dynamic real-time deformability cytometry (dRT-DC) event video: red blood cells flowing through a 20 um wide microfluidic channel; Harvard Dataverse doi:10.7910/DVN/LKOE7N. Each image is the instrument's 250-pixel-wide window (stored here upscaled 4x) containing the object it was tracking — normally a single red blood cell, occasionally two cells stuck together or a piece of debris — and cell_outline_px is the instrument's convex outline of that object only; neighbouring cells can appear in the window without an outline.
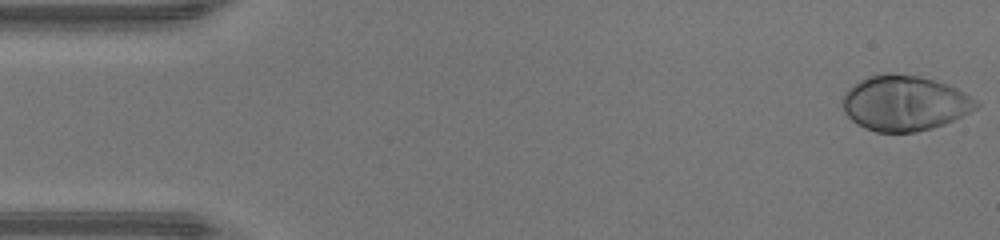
{"species": "human", "species_latin": "Homo sapiens", "temperature_condition": "warm", "stored_images_in_passage": 47, "camera_frame_rate_fps": 3000, "um_per_image_px": 0.085, "donor": {"sex": "male"}, "frame": {"image": 1, "passage_image": 1, "time_ms": 0.0, "image_size_px": [1000, 240], "cell_outline_px": [[980, 104], [976, 108], [944, 124], [932, 128], [916, 132], [876, 132], [864, 128], [852, 120], [844, 112], [840, 104], [840, 100], [844, 92], [852, 84], [868, 76], [884, 72], [888, 72], [920, 76], [936, 80], [948, 84], [964, 92], [976, 100]], "centroid_in_image_um": [76.83, 8.75], "position_along_channel_um": 8.2, "area_um2": 43.41}}
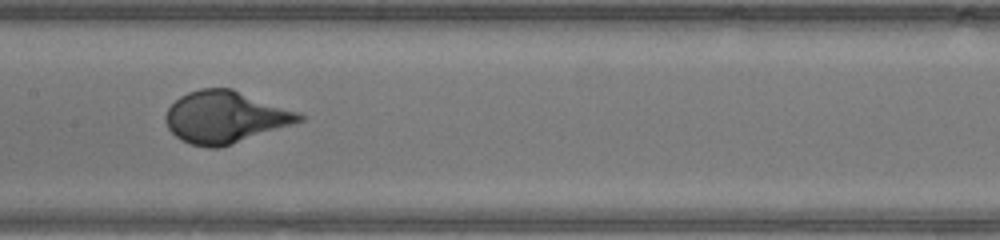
{"frame": {"image": 2, "passage_image": 23, "time_ms": 7.333, "image_size_px": [1000, 240], "cell_outline_px": [[304, 120], [220, 148], [208, 148], [192, 144], [180, 140], [168, 128], [164, 120], [164, 116], [168, 108], [180, 96], [188, 92], [200, 88], [232, 88], [300, 112], [304, 116]], "centroid_in_image_um": [19.13, 9.95], "position_along_channel_um": 188.3, "area_um2": 40.46}}
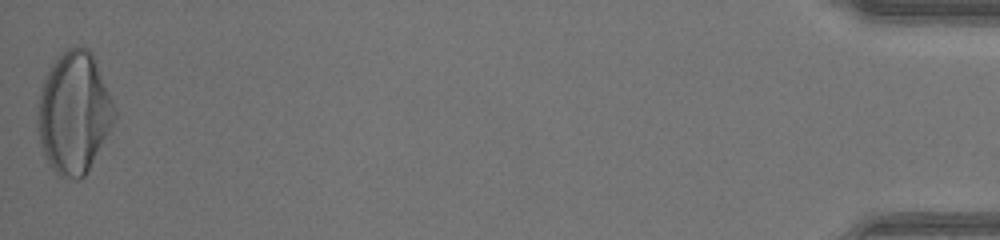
{"frame": {"image": 3, "passage_image": 47, "time_ms": 15.333, "image_size_px": [1000, 240], "cell_outline_px": [[116, 120], [84, 176], [80, 180], [76, 180], [60, 176], [48, 164], [44, 156], [40, 144], [36, 116], [40, 92], [44, 76], [48, 68], [72, 44], [84, 44], [92, 52], [116, 108]], "centroid_in_image_um": [6.28, 9.56], "position_along_channel_um": 428.9, "area_um2": 54.91}, "authors_computed_cell_mechanics": {"area_um2": 40.9802, "velocity_mm_per_s": 4.3332, "shape_relaxation_time_tau1_ms": 3.2784, "shape_relaxation_time_tau2_ms": null, "deformation_change_tau1": 0.2524, "deformation_change_tau2": null}}